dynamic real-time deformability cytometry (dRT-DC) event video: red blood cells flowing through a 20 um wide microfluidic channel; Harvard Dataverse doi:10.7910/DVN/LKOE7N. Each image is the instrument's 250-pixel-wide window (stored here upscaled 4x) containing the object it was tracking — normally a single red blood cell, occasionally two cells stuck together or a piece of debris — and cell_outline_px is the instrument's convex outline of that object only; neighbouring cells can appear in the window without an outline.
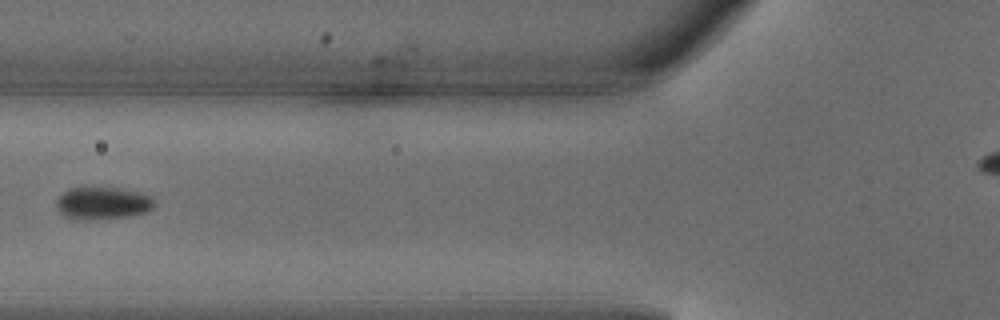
{"species": "common noctule bat (a hibernating species)", "species_latin": "Nyctalus noctula", "temperature_condition": "warm", "stored_images_in_passage": 5, "camera_frame_rate_fps": 3000, "um_per_image_px": 0.085, "animal": {"sex": "male", "body_mass_g": 18.8}, "frame": {"image": 1, "passage_image": 5, "time_ms": 1.333, "image_size_px": [1000, 320], "cell_outline_px": [[156, 204], [148, 212], [132, 216], [64, 216], [56, 208], [56, 200], [68, 188], [116, 188], [140, 192], [152, 196]], "centroid_in_image_um": [8.81, 17.21], "position_along_channel_um": 117.0, "area_um2": 17.57}}